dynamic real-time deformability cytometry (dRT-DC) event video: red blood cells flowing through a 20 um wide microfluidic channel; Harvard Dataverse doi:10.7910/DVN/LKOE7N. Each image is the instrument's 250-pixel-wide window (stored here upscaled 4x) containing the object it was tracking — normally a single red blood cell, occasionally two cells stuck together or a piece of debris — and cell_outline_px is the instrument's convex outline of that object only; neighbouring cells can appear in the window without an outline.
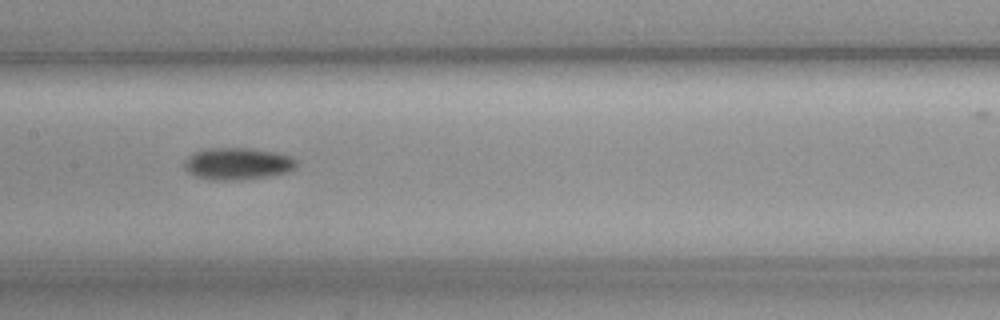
{"species": "common noctule bat (a hibernating species)", "species_latin": "Nyctalus noctula", "temperature_condition": "cold", "stored_images_in_passage": 31, "camera_frame_rate_fps": 3000, "um_per_image_px": 0.085, "animal": {"sex": "female", "body_mass_g": 19.3, "forearm_length_mm": 54.1}, "frame": {"image": 1, "passage_image": 14, "time_ms": 4.333, "image_size_px": [1000, 320], "cell_outline_px": [[296, 164], [288, 172], [268, 176], [240, 180], [212, 180], [192, 176], [184, 168], [184, 160], [196, 152], [208, 148], [252, 148], [272, 152], [288, 156], [296, 160]], "centroid_in_image_um": [20.13, 13.93], "position_along_channel_um": 187.3, "area_um2": 20.75}}
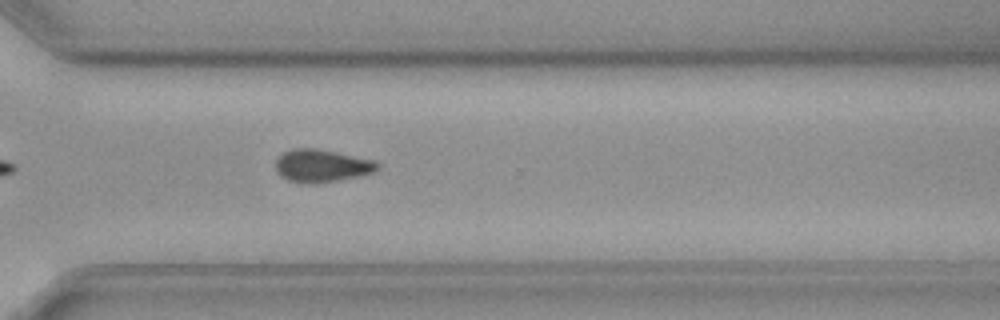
{"frame": {"image": 2, "passage_image": 27, "time_ms": 8.667, "image_size_px": [1000, 320], "cell_outline_px": [[380, 168], [376, 172], [340, 180], [316, 184], [308, 184], [288, 180], [280, 176], [276, 172], [276, 160], [284, 152], [292, 148], [312, 148], [336, 152], [376, 160], [380, 164]], "centroid_in_image_um": [27.38, 14.1], "position_along_channel_um": 343.2, "area_um2": 19.65}, "authors_computed_cell_mechanics": {"area_um2": 19.5364, "velocity_mm_per_s": 3.6217, "shape_relaxation_time_tau1_ms": 3.6137, "shape_relaxation_time_tau2_ms": null, "deformation_change_tau1": 0.1134, "deformation_change_tau2": null}}